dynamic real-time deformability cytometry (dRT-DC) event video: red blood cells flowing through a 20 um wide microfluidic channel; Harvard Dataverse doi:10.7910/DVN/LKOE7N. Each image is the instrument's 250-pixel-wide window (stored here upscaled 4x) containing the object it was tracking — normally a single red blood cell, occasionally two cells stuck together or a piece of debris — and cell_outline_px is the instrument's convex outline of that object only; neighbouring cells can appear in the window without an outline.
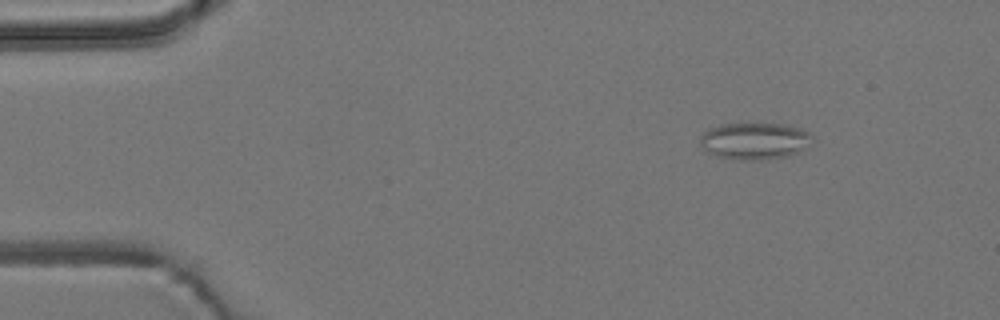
{"species": "common noctule bat (a hibernating species)", "species_latin": "Nyctalus noctula", "temperature_condition": "room temperature", "stored_images_in_passage": 5, "camera_frame_rate_fps": 3000, "um_per_image_px": 0.085, "animal": {"sex": "male", "body_mass_g": 19.2, "forearm_length_mm": 51.8}, "frame": {"image": 1, "passage_image": 1, "time_ms": 0.0, "image_size_px": [1000, 320], "cell_outline_px": [[812, 136], [808, 148], [800, 152], [788, 156], [760, 160], [732, 160], [716, 156], [708, 152], [700, 144], [700, 136], [708, 128], [720, 124], [780, 124], [800, 128], [808, 132]], "centroid_in_image_um": [64.13, 12.0], "position_along_channel_um": 20.9, "area_um2": 24.28}}
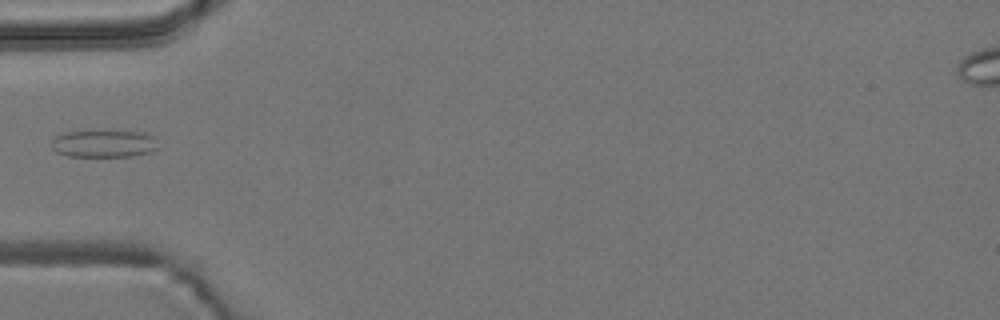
{"frame": {"image": 2, "passage_image": 4, "time_ms": 3.667, "image_size_px": [1000, 320], "cell_outline_px": [[156, 148], [148, 152], [128, 156], [68, 156], [56, 152], [52, 148], [52, 140], [56, 136], [64, 132], [104, 128], [144, 132], [156, 136]], "centroid_in_image_um": [8.81, 12.14], "position_along_channel_um": 76.2, "area_um2": 17.74}}